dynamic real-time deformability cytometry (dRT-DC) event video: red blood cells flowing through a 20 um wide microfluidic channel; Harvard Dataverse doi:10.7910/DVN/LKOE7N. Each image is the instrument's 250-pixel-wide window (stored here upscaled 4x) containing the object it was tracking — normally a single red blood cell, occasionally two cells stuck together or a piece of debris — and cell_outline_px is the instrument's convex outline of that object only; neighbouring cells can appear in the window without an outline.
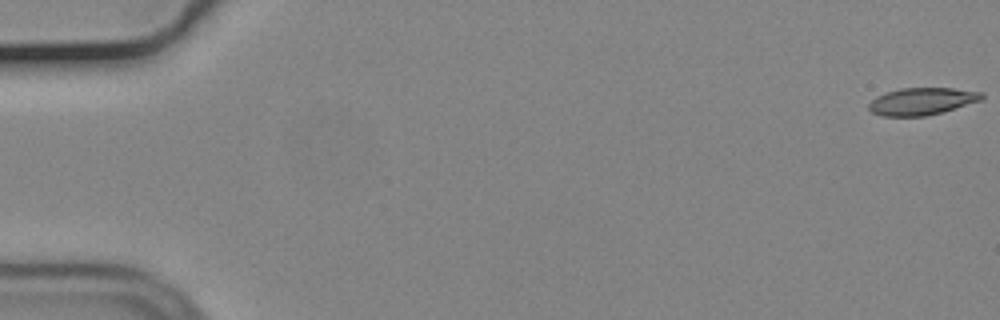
{"species": "common noctule bat (a hibernating species)", "species_latin": "Nyctalus noctula", "temperature_condition": "cold", "stored_images_in_passage": 8, "camera_frame_rate_fps": 3000, "um_per_image_px": 0.085, "animal": {"sex": "male", "body_mass_g": 19.2, "forearm_length_mm": 51.8}, "frame": {"image": 1, "passage_image": 1, "time_ms": 0.0, "image_size_px": [1000, 320], "cell_outline_px": [[984, 100], [940, 112], [924, 116], [884, 116], [872, 112], [868, 108], [868, 104], [876, 96], [884, 92], [900, 88], [952, 88], [984, 92]], "centroid_in_image_um": [78.37, 8.6], "position_along_channel_um": 6.6, "area_um2": 17.98}}